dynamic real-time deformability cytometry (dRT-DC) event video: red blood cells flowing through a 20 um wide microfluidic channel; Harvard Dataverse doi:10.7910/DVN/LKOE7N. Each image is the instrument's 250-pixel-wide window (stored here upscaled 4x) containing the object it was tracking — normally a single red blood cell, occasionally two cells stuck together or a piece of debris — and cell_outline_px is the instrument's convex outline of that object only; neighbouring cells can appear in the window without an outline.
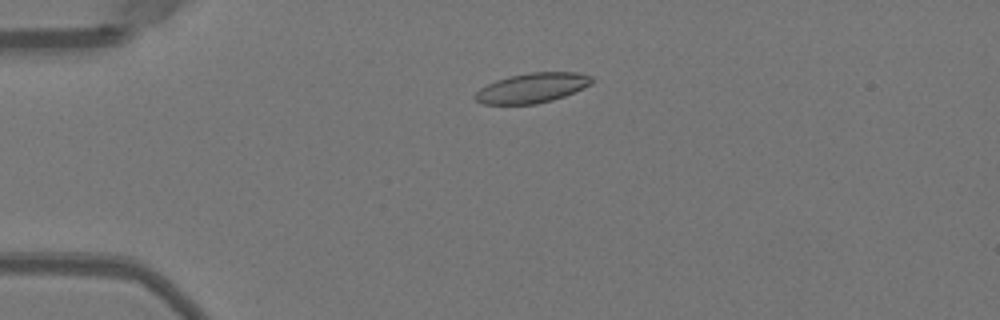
{"species": "Egyptian fruit bat (a non-hibernating species)", "species_latin": "Rousettus aegyptiacus", "temperature_condition": "warm", "stored_images_in_passage": 42, "camera_frame_rate_fps": 3000, "um_per_image_px": 0.085, "animal": {"sex": "female"}, "frame": {"image": 1, "passage_image": 3, "time_ms": 0.667, "image_size_px": [1000, 320], "cell_outline_px": [[592, 84], [564, 96], [552, 100], [536, 104], [480, 104], [476, 100], [476, 92], [480, 88], [496, 80], [508, 76], [528, 72], [576, 72], [592, 76]], "centroid_in_image_um": [45.23, 7.46], "position_along_channel_um": 39.8, "area_um2": 20.23}}
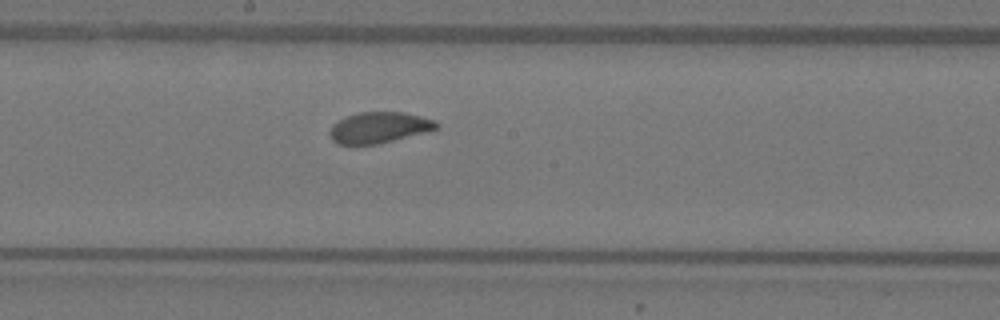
{"frame": {"image": 2, "passage_image": 19, "time_ms": 6.0, "image_size_px": [1000, 320], "cell_outline_px": [[440, 128], [376, 144], [336, 144], [332, 140], [328, 132], [332, 124], [348, 116], [360, 112], [404, 112], [436, 120], [440, 124]], "centroid_in_image_um": [32.22, 10.83], "position_along_channel_um": 216.0, "area_um2": 19.13}}
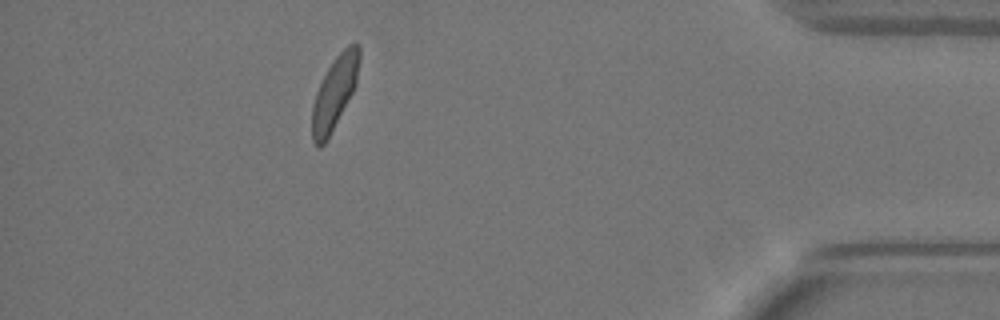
{"frame": {"image": 3, "passage_image": 37, "time_ms": 12.0, "image_size_px": [1000, 320], "cell_outline_px": [[360, 60], [356, 84], [352, 92], [324, 144], [320, 148], [316, 148], [312, 140], [312, 104], [316, 92], [332, 60], [348, 44], [356, 40], [360, 44]], "centroid_in_image_um": [28.44, 7.83], "position_along_channel_um": 406.8, "area_um2": 19.88}, "authors_computed_cell_mechanics": {"area_um2": 19.9699, "velocity_mm_per_s": 3.9583, "shape_relaxation_time_tau1_ms": 3.0614, "shape_relaxation_time_tau2_ms": 0.8028, "deformation_change_tau1": 0.1015, "deformation_change_tau2": 0.0506}}